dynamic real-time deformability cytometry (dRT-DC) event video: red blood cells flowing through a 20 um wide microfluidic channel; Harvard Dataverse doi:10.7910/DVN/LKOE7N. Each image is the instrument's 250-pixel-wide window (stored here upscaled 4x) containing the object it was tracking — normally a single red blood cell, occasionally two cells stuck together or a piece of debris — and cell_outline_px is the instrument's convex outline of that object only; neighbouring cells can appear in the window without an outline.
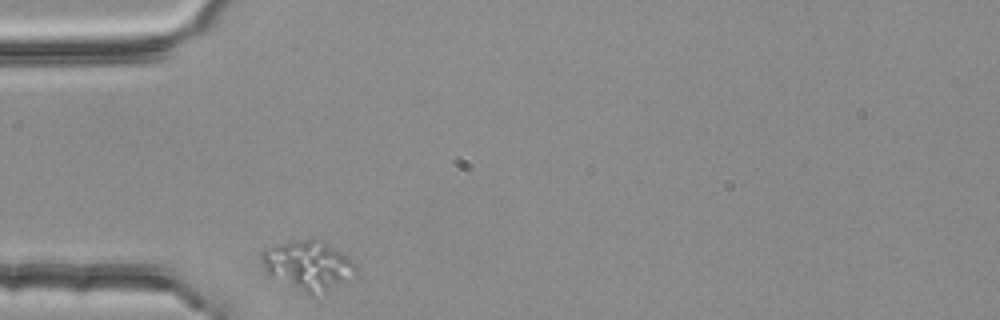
{"species": "common noctule bat (a hibernating species)", "species_latin": "Nyctalus noctula", "temperature_condition": "room temperature", "stored_images_in_passage": 1, "camera_frame_rate_fps": 3000, "um_per_image_px": 0.085, "animal": {"sex": "female", "body_mass_g": 25.1}, "frame": {"image": 1, "passage_image": 1, "time_ms": 0.0, "image_size_px": [1000, 320], "cell_outline_px": [[356, 268], [340, 280], [312, 296], [308, 296], [268, 276], [260, 260], [260, 256], [264, 252], [280, 244], [312, 236], [340, 252]], "centroid_in_image_um": [26.01, 22.54], "position_along_channel_um": 59.0, "area_um2": 25.72}}